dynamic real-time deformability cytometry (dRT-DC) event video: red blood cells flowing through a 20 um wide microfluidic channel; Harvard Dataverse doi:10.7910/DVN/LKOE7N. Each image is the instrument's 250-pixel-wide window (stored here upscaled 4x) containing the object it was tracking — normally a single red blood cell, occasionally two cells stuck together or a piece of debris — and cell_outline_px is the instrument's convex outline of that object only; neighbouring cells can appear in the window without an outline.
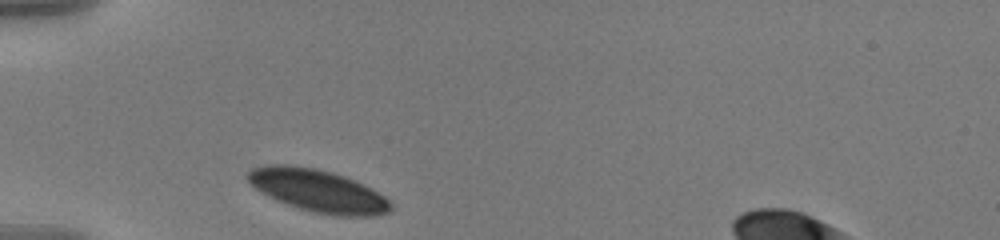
{"species": "human", "species_latin": "Homo sapiens", "temperature_condition": "warm", "stored_images_in_passage": 33, "camera_frame_rate_fps": 3000, "um_per_image_px": 0.085, "donor": {"sex": "male"}, "frame": {"image": 1, "passage_image": 1, "time_ms": 0.0, "image_size_px": [1000, 240], "cell_outline_px": [[392, 208], [388, 212], [376, 216], [336, 216], [312, 212], [276, 200], [268, 196], [256, 188], [244, 176], [252, 168], [264, 164], [292, 164], [316, 168], [332, 172], [344, 176], [384, 196], [392, 204]], "centroid_in_image_um": [26.98, 16.2], "position_along_channel_um": 58.0, "area_um2": 35.26}}
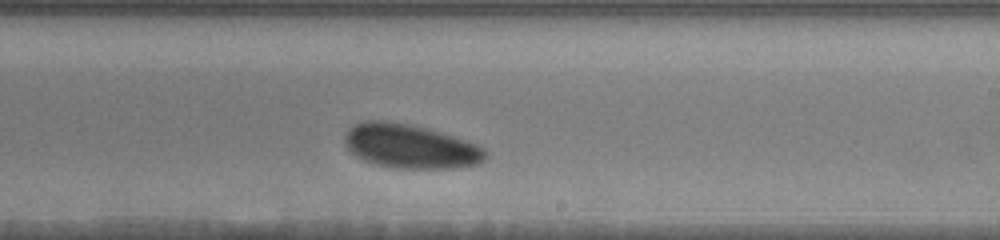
{"frame": {"image": 2, "passage_image": 19, "time_ms": 6.0, "image_size_px": [1000, 240], "cell_outline_px": [[488, 156], [480, 164], [452, 168], [396, 168], [376, 164], [356, 156], [344, 144], [344, 136], [348, 128], [352, 124], [368, 120], [384, 120], [408, 124], [440, 132], [476, 144], [484, 148], [488, 152]], "centroid_in_image_um": [34.87, 12.43], "position_along_channel_um": 254.1, "area_um2": 36.07}}
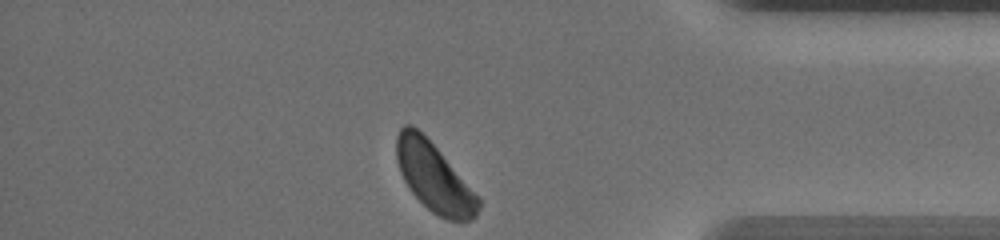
{"frame": {"image": 3, "passage_image": 33, "time_ms": 10.667, "image_size_px": [1000, 240], "cell_outline_px": [[480, 208], [476, 216], [472, 220], [448, 220], [432, 212], [412, 192], [404, 180], [400, 172], [396, 160], [396, 136], [400, 128], [404, 124], [412, 124], [440, 152], [480, 200]], "centroid_in_image_um": [36.85, 15.06], "position_along_channel_um": 398.3, "area_um2": 31.96}, "authors_computed_cell_mechanics": {"area_um2": 35.8938, "velocity_mm_per_s": 3.4869, "shape_relaxation_time_tau1_ms": 1.2463, "shape_relaxation_time_tau2_ms": null, "deformation_change_tau1": 0.0458, "deformation_change_tau2": null}}